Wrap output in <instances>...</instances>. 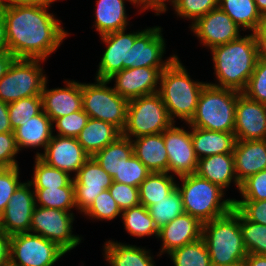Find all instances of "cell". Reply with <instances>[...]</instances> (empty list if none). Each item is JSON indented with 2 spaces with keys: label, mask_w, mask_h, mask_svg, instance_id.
I'll return each mask as SVG.
<instances>
[{
  "label": "cell",
  "mask_w": 266,
  "mask_h": 266,
  "mask_svg": "<svg viewBox=\"0 0 266 266\" xmlns=\"http://www.w3.org/2000/svg\"><path fill=\"white\" fill-rule=\"evenodd\" d=\"M50 6L0 5L7 31V46L16 59L46 60L69 34Z\"/></svg>",
  "instance_id": "obj_1"
},
{
  "label": "cell",
  "mask_w": 266,
  "mask_h": 266,
  "mask_svg": "<svg viewBox=\"0 0 266 266\" xmlns=\"http://www.w3.org/2000/svg\"><path fill=\"white\" fill-rule=\"evenodd\" d=\"M211 54L218 83L209 84L242 92L258 60L253 33L213 47Z\"/></svg>",
  "instance_id": "obj_2"
},
{
  "label": "cell",
  "mask_w": 266,
  "mask_h": 266,
  "mask_svg": "<svg viewBox=\"0 0 266 266\" xmlns=\"http://www.w3.org/2000/svg\"><path fill=\"white\" fill-rule=\"evenodd\" d=\"M187 71L177 56L161 72L158 89L170 119L175 123L177 117L186 125L192 119L200 93L207 84L192 80Z\"/></svg>",
  "instance_id": "obj_3"
},
{
  "label": "cell",
  "mask_w": 266,
  "mask_h": 266,
  "mask_svg": "<svg viewBox=\"0 0 266 266\" xmlns=\"http://www.w3.org/2000/svg\"><path fill=\"white\" fill-rule=\"evenodd\" d=\"M202 238L208 248L211 266H228L246 258L240 229V212L233 209L203 224Z\"/></svg>",
  "instance_id": "obj_4"
},
{
  "label": "cell",
  "mask_w": 266,
  "mask_h": 266,
  "mask_svg": "<svg viewBox=\"0 0 266 266\" xmlns=\"http://www.w3.org/2000/svg\"><path fill=\"white\" fill-rule=\"evenodd\" d=\"M176 184L182 196L185 213L197 218L202 224L224 216L234 207V199H225V190L196 173L178 177ZM224 198V199H223Z\"/></svg>",
  "instance_id": "obj_5"
},
{
  "label": "cell",
  "mask_w": 266,
  "mask_h": 266,
  "mask_svg": "<svg viewBox=\"0 0 266 266\" xmlns=\"http://www.w3.org/2000/svg\"><path fill=\"white\" fill-rule=\"evenodd\" d=\"M241 92L209 84L203 87L189 126L234 133L235 107Z\"/></svg>",
  "instance_id": "obj_6"
},
{
  "label": "cell",
  "mask_w": 266,
  "mask_h": 266,
  "mask_svg": "<svg viewBox=\"0 0 266 266\" xmlns=\"http://www.w3.org/2000/svg\"><path fill=\"white\" fill-rule=\"evenodd\" d=\"M173 123L161 96L155 93L129 100L126 124L121 135L132 140L144 135L158 134Z\"/></svg>",
  "instance_id": "obj_7"
},
{
  "label": "cell",
  "mask_w": 266,
  "mask_h": 266,
  "mask_svg": "<svg viewBox=\"0 0 266 266\" xmlns=\"http://www.w3.org/2000/svg\"><path fill=\"white\" fill-rule=\"evenodd\" d=\"M81 83L83 110L89 118L109 122L121 132L126 124L128 100L108 87V80Z\"/></svg>",
  "instance_id": "obj_8"
},
{
  "label": "cell",
  "mask_w": 266,
  "mask_h": 266,
  "mask_svg": "<svg viewBox=\"0 0 266 266\" xmlns=\"http://www.w3.org/2000/svg\"><path fill=\"white\" fill-rule=\"evenodd\" d=\"M41 59H15L0 79V100L11 103L22 98L41 95L48 80Z\"/></svg>",
  "instance_id": "obj_9"
},
{
  "label": "cell",
  "mask_w": 266,
  "mask_h": 266,
  "mask_svg": "<svg viewBox=\"0 0 266 266\" xmlns=\"http://www.w3.org/2000/svg\"><path fill=\"white\" fill-rule=\"evenodd\" d=\"M75 215L61 209L35 206L30 232L56 243L66 253L81 243L82 237L72 234Z\"/></svg>",
  "instance_id": "obj_10"
},
{
  "label": "cell",
  "mask_w": 266,
  "mask_h": 266,
  "mask_svg": "<svg viewBox=\"0 0 266 266\" xmlns=\"http://www.w3.org/2000/svg\"><path fill=\"white\" fill-rule=\"evenodd\" d=\"M65 254L41 235L25 232L10 236V262L16 266H53Z\"/></svg>",
  "instance_id": "obj_11"
},
{
  "label": "cell",
  "mask_w": 266,
  "mask_h": 266,
  "mask_svg": "<svg viewBox=\"0 0 266 266\" xmlns=\"http://www.w3.org/2000/svg\"><path fill=\"white\" fill-rule=\"evenodd\" d=\"M168 154V173L181 177L196 172L198 158L193 148L191 132L173 123L163 132Z\"/></svg>",
  "instance_id": "obj_12"
},
{
  "label": "cell",
  "mask_w": 266,
  "mask_h": 266,
  "mask_svg": "<svg viewBox=\"0 0 266 266\" xmlns=\"http://www.w3.org/2000/svg\"><path fill=\"white\" fill-rule=\"evenodd\" d=\"M166 67L126 68L108 79L115 92L129 100L158 93L161 72Z\"/></svg>",
  "instance_id": "obj_13"
},
{
  "label": "cell",
  "mask_w": 266,
  "mask_h": 266,
  "mask_svg": "<svg viewBox=\"0 0 266 266\" xmlns=\"http://www.w3.org/2000/svg\"><path fill=\"white\" fill-rule=\"evenodd\" d=\"M125 30L127 29L99 36L107 47L99 62L95 79L108 80L115 73L128 68L129 49L145 29L126 34Z\"/></svg>",
  "instance_id": "obj_14"
},
{
  "label": "cell",
  "mask_w": 266,
  "mask_h": 266,
  "mask_svg": "<svg viewBox=\"0 0 266 266\" xmlns=\"http://www.w3.org/2000/svg\"><path fill=\"white\" fill-rule=\"evenodd\" d=\"M160 26L145 29L129 49L128 68L138 67H167L177 55H171L168 59L162 57L166 52V43Z\"/></svg>",
  "instance_id": "obj_15"
},
{
  "label": "cell",
  "mask_w": 266,
  "mask_h": 266,
  "mask_svg": "<svg viewBox=\"0 0 266 266\" xmlns=\"http://www.w3.org/2000/svg\"><path fill=\"white\" fill-rule=\"evenodd\" d=\"M73 183L76 209L84 213L95 198L112 185L113 178L90 157L74 175Z\"/></svg>",
  "instance_id": "obj_16"
},
{
  "label": "cell",
  "mask_w": 266,
  "mask_h": 266,
  "mask_svg": "<svg viewBox=\"0 0 266 266\" xmlns=\"http://www.w3.org/2000/svg\"><path fill=\"white\" fill-rule=\"evenodd\" d=\"M189 27L201 41L200 43H203L202 45L210 50L213 47L238 39L242 30L219 7L209 11Z\"/></svg>",
  "instance_id": "obj_17"
},
{
  "label": "cell",
  "mask_w": 266,
  "mask_h": 266,
  "mask_svg": "<svg viewBox=\"0 0 266 266\" xmlns=\"http://www.w3.org/2000/svg\"><path fill=\"white\" fill-rule=\"evenodd\" d=\"M31 184L23 182L11 196L4 212L0 215V228L7 235L30 232L35 194Z\"/></svg>",
  "instance_id": "obj_18"
},
{
  "label": "cell",
  "mask_w": 266,
  "mask_h": 266,
  "mask_svg": "<svg viewBox=\"0 0 266 266\" xmlns=\"http://www.w3.org/2000/svg\"><path fill=\"white\" fill-rule=\"evenodd\" d=\"M236 141L266 139V104L238 95L235 107Z\"/></svg>",
  "instance_id": "obj_19"
},
{
  "label": "cell",
  "mask_w": 266,
  "mask_h": 266,
  "mask_svg": "<svg viewBox=\"0 0 266 266\" xmlns=\"http://www.w3.org/2000/svg\"><path fill=\"white\" fill-rule=\"evenodd\" d=\"M35 156H39L44 162L54 168H58L69 174L74 173V175L90 158L78 143L77 138L54 134L47 144L44 153L36 152Z\"/></svg>",
  "instance_id": "obj_20"
},
{
  "label": "cell",
  "mask_w": 266,
  "mask_h": 266,
  "mask_svg": "<svg viewBox=\"0 0 266 266\" xmlns=\"http://www.w3.org/2000/svg\"><path fill=\"white\" fill-rule=\"evenodd\" d=\"M47 81L43 87V111L52 120L83 109L81 83L65 80V87L47 88Z\"/></svg>",
  "instance_id": "obj_21"
},
{
  "label": "cell",
  "mask_w": 266,
  "mask_h": 266,
  "mask_svg": "<svg viewBox=\"0 0 266 266\" xmlns=\"http://www.w3.org/2000/svg\"><path fill=\"white\" fill-rule=\"evenodd\" d=\"M203 224L188 213H183L158 230V239L162 241L157 256L168 254L172 250L183 247L202 237Z\"/></svg>",
  "instance_id": "obj_22"
},
{
  "label": "cell",
  "mask_w": 266,
  "mask_h": 266,
  "mask_svg": "<svg viewBox=\"0 0 266 266\" xmlns=\"http://www.w3.org/2000/svg\"><path fill=\"white\" fill-rule=\"evenodd\" d=\"M233 155L236 178L241 184L266 169V139L236 141Z\"/></svg>",
  "instance_id": "obj_23"
},
{
  "label": "cell",
  "mask_w": 266,
  "mask_h": 266,
  "mask_svg": "<svg viewBox=\"0 0 266 266\" xmlns=\"http://www.w3.org/2000/svg\"><path fill=\"white\" fill-rule=\"evenodd\" d=\"M200 177L219 185L222 189L229 188L233 182L237 189L240 183L236 178L233 153L217 154L198 160L195 172Z\"/></svg>",
  "instance_id": "obj_24"
},
{
  "label": "cell",
  "mask_w": 266,
  "mask_h": 266,
  "mask_svg": "<svg viewBox=\"0 0 266 266\" xmlns=\"http://www.w3.org/2000/svg\"><path fill=\"white\" fill-rule=\"evenodd\" d=\"M53 131L55 130H53L52 120L42 110L38 115L25 122L23 126L14 130L18 150L42 148L45 151L54 134Z\"/></svg>",
  "instance_id": "obj_25"
},
{
  "label": "cell",
  "mask_w": 266,
  "mask_h": 266,
  "mask_svg": "<svg viewBox=\"0 0 266 266\" xmlns=\"http://www.w3.org/2000/svg\"><path fill=\"white\" fill-rule=\"evenodd\" d=\"M133 154L153 172L168 171V154L163 132L132 139Z\"/></svg>",
  "instance_id": "obj_26"
},
{
  "label": "cell",
  "mask_w": 266,
  "mask_h": 266,
  "mask_svg": "<svg viewBox=\"0 0 266 266\" xmlns=\"http://www.w3.org/2000/svg\"><path fill=\"white\" fill-rule=\"evenodd\" d=\"M139 8L135 0H126ZM125 0H97L95 5V21L93 26L98 34L104 35L110 32L127 28L129 20L126 14Z\"/></svg>",
  "instance_id": "obj_27"
},
{
  "label": "cell",
  "mask_w": 266,
  "mask_h": 266,
  "mask_svg": "<svg viewBox=\"0 0 266 266\" xmlns=\"http://www.w3.org/2000/svg\"><path fill=\"white\" fill-rule=\"evenodd\" d=\"M188 127L191 129V140L198 159L217 154L233 153L236 143L234 133Z\"/></svg>",
  "instance_id": "obj_28"
},
{
  "label": "cell",
  "mask_w": 266,
  "mask_h": 266,
  "mask_svg": "<svg viewBox=\"0 0 266 266\" xmlns=\"http://www.w3.org/2000/svg\"><path fill=\"white\" fill-rule=\"evenodd\" d=\"M121 131L113 124L94 118L87 120L86 126L77 137L78 143L85 152L93 157L97 152L114 142Z\"/></svg>",
  "instance_id": "obj_29"
},
{
  "label": "cell",
  "mask_w": 266,
  "mask_h": 266,
  "mask_svg": "<svg viewBox=\"0 0 266 266\" xmlns=\"http://www.w3.org/2000/svg\"><path fill=\"white\" fill-rule=\"evenodd\" d=\"M104 257L110 266H156L150 250L144 247L108 240L104 243Z\"/></svg>",
  "instance_id": "obj_30"
},
{
  "label": "cell",
  "mask_w": 266,
  "mask_h": 266,
  "mask_svg": "<svg viewBox=\"0 0 266 266\" xmlns=\"http://www.w3.org/2000/svg\"><path fill=\"white\" fill-rule=\"evenodd\" d=\"M243 31L260 27L261 14L254 0H219V6Z\"/></svg>",
  "instance_id": "obj_31"
},
{
  "label": "cell",
  "mask_w": 266,
  "mask_h": 266,
  "mask_svg": "<svg viewBox=\"0 0 266 266\" xmlns=\"http://www.w3.org/2000/svg\"><path fill=\"white\" fill-rule=\"evenodd\" d=\"M174 175L168 172H153L139 186L140 204L148 208L164 199L176 188Z\"/></svg>",
  "instance_id": "obj_32"
},
{
  "label": "cell",
  "mask_w": 266,
  "mask_h": 266,
  "mask_svg": "<svg viewBox=\"0 0 266 266\" xmlns=\"http://www.w3.org/2000/svg\"><path fill=\"white\" fill-rule=\"evenodd\" d=\"M122 221L124 229L134 237H145L154 235L158 237V229L154 224V220L149 214L148 208L139 204L122 211Z\"/></svg>",
  "instance_id": "obj_33"
},
{
  "label": "cell",
  "mask_w": 266,
  "mask_h": 266,
  "mask_svg": "<svg viewBox=\"0 0 266 266\" xmlns=\"http://www.w3.org/2000/svg\"><path fill=\"white\" fill-rule=\"evenodd\" d=\"M36 206L71 212L76 209L73 180L61 188H33Z\"/></svg>",
  "instance_id": "obj_34"
},
{
  "label": "cell",
  "mask_w": 266,
  "mask_h": 266,
  "mask_svg": "<svg viewBox=\"0 0 266 266\" xmlns=\"http://www.w3.org/2000/svg\"><path fill=\"white\" fill-rule=\"evenodd\" d=\"M133 155L132 140L119 136L114 142L97 152L93 158L113 178L117 173L119 160Z\"/></svg>",
  "instance_id": "obj_35"
},
{
  "label": "cell",
  "mask_w": 266,
  "mask_h": 266,
  "mask_svg": "<svg viewBox=\"0 0 266 266\" xmlns=\"http://www.w3.org/2000/svg\"><path fill=\"white\" fill-rule=\"evenodd\" d=\"M148 211L158 230L177 216L185 213L182 196L176 187L169 195L148 207Z\"/></svg>",
  "instance_id": "obj_36"
},
{
  "label": "cell",
  "mask_w": 266,
  "mask_h": 266,
  "mask_svg": "<svg viewBox=\"0 0 266 266\" xmlns=\"http://www.w3.org/2000/svg\"><path fill=\"white\" fill-rule=\"evenodd\" d=\"M33 169V178L28 180L33 188H61L73 180L69 173L48 165L39 156L35 157Z\"/></svg>",
  "instance_id": "obj_37"
},
{
  "label": "cell",
  "mask_w": 266,
  "mask_h": 266,
  "mask_svg": "<svg viewBox=\"0 0 266 266\" xmlns=\"http://www.w3.org/2000/svg\"><path fill=\"white\" fill-rule=\"evenodd\" d=\"M174 266H211L208 248L204 239H200L176 248L168 253Z\"/></svg>",
  "instance_id": "obj_38"
},
{
  "label": "cell",
  "mask_w": 266,
  "mask_h": 266,
  "mask_svg": "<svg viewBox=\"0 0 266 266\" xmlns=\"http://www.w3.org/2000/svg\"><path fill=\"white\" fill-rule=\"evenodd\" d=\"M43 110L42 96H32L8 103L10 124L13 130Z\"/></svg>",
  "instance_id": "obj_39"
},
{
  "label": "cell",
  "mask_w": 266,
  "mask_h": 266,
  "mask_svg": "<svg viewBox=\"0 0 266 266\" xmlns=\"http://www.w3.org/2000/svg\"><path fill=\"white\" fill-rule=\"evenodd\" d=\"M150 173L147 167L133 154L128 159L119 160L113 181L139 188Z\"/></svg>",
  "instance_id": "obj_40"
},
{
  "label": "cell",
  "mask_w": 266,
  "mask_h": 266,
  "mask_svg": "<svg viewBox=\"0 0 266 266\" xmlns=\"http://www.w3.org/2000/svg\"><path fill=\"white\" fill-rule=\"evenodd\" d=\"M240 229L248 254L266 255V225L253 223L240 213Z\"/></svg>",
  "instance_id": "obj_41"
},
{
  "label": "cell",
  "mask_w": 266,
  "mask_h": 266,
  "mask_svg": "<svg viewBox=\"0 0 266 266\" xmlns=\"http://www.w3.org/2000/svg\"><path fill=\"white\" fill-rule=\"evenodd\" d=\"M89 218L97 220H114L117 216L122 215V211L117 205V202L110 195L108 189L102 191L90 205V207L83 213Z\"/></svg>",
  "instance_id": "obj_42"
},
{
  "label": "cell",
  "mask_w": 266,
  "mask_h": 266,
  "mask_svg": "<svg viewBox=\"0 0 266 266\" xmlns=\"http://www.w3.org/2000/svg\"><path fill=\"white\" fill-rule=\"evenodd\" d=\"M219 0H177L173 5L177 17L191 20L194 24L209 11L218 8Z\"/></svg>",
  "instance_id": "obj_43"
},
{
  "label": "cell",
  "mask_w": 266,
  "mask_h": 266,
  "mask_svg": "<svg viewBox=\"0 0 266 266\" xmlns=\"http://www.w3.org/2000/svg\"><path fill=\"white\" fill-rule=\"evenodd\" d=\"M241 93L254 101L266 104V61L257 60L255 69Z\"/></svg>",
  "instance_id": "obj_44"
},
{
  "label": "cell",
  "mask_w": 266,
  "mask_h": 266,
  "mask_svg": "<svg viewBox=\"0 0 266 266\" xmlns=\"http://www.w3.org/2000/svg\"><path fill=\"white\" fill-rule=\"evenodd\" d=\"M89 116L85 111L79 110L70 115L55 119L52 124L57 129V134L64 137L77 138L82 129L86 126Z\"/></svg>",
  "instance_id": "obj_45"
},
{
  "label": "cell",
  "mask_w": 266,
  "mask_h": 266,
  "mask_svg": "<svg viewBox=\"0 0 266 266\" xmlns=\"http://www.w3.org/2000/svg\"><path fill=\"white\" fill-rule=\"evenodd\" d=\"M19 166L0 168V215L4 212L11 196L23 183L19 181Z\"/></svg>",
  "instance_id": "obj_46"
},
{
  "label": "cell",
  "mask_w": 266,
  "mask_h": 266,
  "mask_svg": "<svg viewBox=\"0 0 266 266\" xmlns=\"http://www.w3.org/2000/svg\"><path fill=\"white\" fill-rule=\"evenodd\" d=\"M239 193L242 200H266V169L244 180Z\"/></svg>",
  "instance_id": "obj_47"
},
{
  "label": "cell",
  "mask_w": 266,
  "mask_h": 266,
  "mask_svg": "<svg viewBox=\"0 0 266 266\" xmlns=\"http://www.w3.org/2000/svg\"><path fill=\"white\" fill-rule=\"evenodd\" d=\"M108 190L121 211L140 204L138 187L113 181Z\"/></svg>",
  "instance_id": "obj_48"
},
{
  "label": "cell",
  "mask_w": 266,
  "mask_h": 266,
  "mask_svg": "<svg viewBox=\"0 0 266 266\" xmlns=\"http://www.w3.org/2000/svg\"><path fill=\"white\" fill-rule=\"evenodd\" d=\"M234 207L249 221L266 225V200H236Z\"/></svg>",
  "instance_id": "obj_49"
},
{
  "label": "cell",
  "mask_w": 266,
  "mask_h": 266,
  "mask_svg": "<svg viewBox=\"0 0 266 266\" xmlns=\"http://www.w3.org/2000/svg\"><path fill=\"white\" fill-rule=\"evenodd\" d=\"M18 152L14 132L0 133V168L19 166L15 159Z\"/></svg>",
  "instance_id": "obj_50"
},
{
  "label": "cell",
  "mask_w": 266,
  "mask_h": 266,
  "mask_svg": "<svg viewBox=\"0 0 266 266\" xmlns=\"http://www.w3.org/2000/svg\"><path fill=\"white\" fill-rule=\"evenodd\" d=\"M10 262V235L0 228V266Z\"/></svg>",
  "instance_id": "obj_51"
},
{
  "label": "cell",
  "mask_w": 266,
  "mask_h": 266,
  "mask_svg": "<svg viewBox=\"0 0 266 266\" xmlns=\"http://www.w3.org/2000/svg\"><path fill=\"white\" fill-rule=\"evenodd\" d=\"M5 132H14V130L10 124L8 103L0 100V133Z\"/></svg>",
  "instance_id": "obj_52"
},
{
  "label": "cell",
  "mask_w": 266,
  "mask_h": 266,
  "mask_svg": "<svg viewBox=\"0 0 266 266\" xmlns=\"http://www.w3.org/2000/svg\"><path fill=\"white\" fill-rule=\"evenodd\" d=\"M253 35L256 41L258 59L266 61V32H253Z\"/></svg>",
  "instance_id": "obj_53"
},
{
  "label": "cell",
  "mask_w": 266,
  "mask_h": 266,
  "mask_svg": "<svg viewBox=\"0 0 266 266\" xmlns=\"http://www.w3.org/2000/svg\"><path fill=\"white\" fill-rule=\"evenodd\" d=\"M56 1L57 0H0V5L19 4L31 6H51L52 3Z\"/></svg>",
  "instance_id": "obj_54"
},
{
  "label": "cell",
  "mask_w": 266,
  "mask_h": 266,
  "mask_svg": "<svg viewBox=\"0 0 266 266\" xmlns=\"http://www.w3.org/2000/svg\"><path fill=\"white\" fill-rule=\"evenodd\" d=\"M177 0H152L144 9L145 12L148 9H152V11L155 12V15H160L161 13H166L168 10V4L165 2H170V4L173 6Z\"/></svg>",
  "instance_id": "obj_55"
},
{
  "label": "cell",
  "mask_w": 266,
  "mask_h": 266,
  "mask_svg": "<svg viewBox=\"0 0 266 266\" xmlns=\"http://www.w3.org/2000/svg\"><path fill=\"white\" fill-rule=\"evenodd\" d=\"M16 57L10 51H0V79L7 73Z\"/></svg>",
  "instance_id": "obj_56"
},
{
  "label": "cell",
  "mask_w": 266,
  "mask_h": 266,
  "mask_svg": "<svg viewBox=\"0 0 266 266\" xmlns=\"http://www.w3.org/2000/svg\"><path fill=\"white\" fill-rule=\"evenodd\" d=\"M0 51H9L7 46V31L4 16L0 10Z\"/></svg>",
  "instance_id": "obj_57"
},
{
  "label": "cell",
  "mask_w": 266,
  "mask_h": 266,
  "mask_svg": "<svg viewBox=\"0 0 266 266\" xmlns=\"http://www.w3.org/2000/svg\"><path fill=\"white\" fill-rule=\"evenodd\" d=\"M245 260L247 266H266V255L247 254Z\"/></svg>",
  "instance_id": "obj_58"
},
{
  "label": "cell",
  "mask_w": 266,
  "mask_h": 266,
  "mask_svg": "<svg viewBox=\"0 0 266 266\" xmlns=\"http://www.w3.org/2000/svg\"><path fill=\"white\" fill-rule=\"evenodd\" d=\"M254 1L261 16L266 14V0H254Z\"/></svg>",
  "instance_id": "obj_59"
},
{
  "label": "cell",
  "mask_w": 266,
  "mask_h": 266,
  "mask_svg": "<svg viewBox=\"0 0 266 266\" xmlns=\"http://www.w3.org/2000/svg\"><path fill=\"white\" fill-rule=\"evenodd\" d=\"M254 32H266V14L262 15L260 27Z\"/></svg>",
  "instance_id": "obj_60"
},
{
  "label": "cell",
  "mask_w": 266,
  "mask_h": 266,
  "mask_svg": "<svg viewBox=\"0 0 266 266\" xmlns=\"http://www.w3.org/2000/svg\"><path fill=\"white\" fill-rule=\"evenodd\" d=\"M137 4L140 6V13L143 11V9L152 1V0H135Z\"/></svg>",
  "instance_id": "obj_61"
},
{
  "label": "cell",
  "mask_w": 266,
  "mask_h": 266,
  "mask_svg": "<svg viewBox=\"0 0 266 266\" xmlns=\"http://www.w3.org/2000/svg\"><path fill=\"white\" fill-rule=\"evenodd\" d=\"M228 266H247V265H246V260L243 259V260H240V261H238L236 263L230 264Z\"/></svg>",
  "instance_id": "obj_62"
},
{
  "label": "cell",
  "mask_w": 266,
  "mask_h": 266,
  "mask_svg": "<svg viewBox=\"0 0 266 266\" xmlns=\"http://www.w3.org/2000/svg\"><path fill=\"white\" fill-rule=\"evenodd\" d=\"M1 266H16V265H14V264H12L11 262H9V263H7V264H5V265H1Z\"/></svg>",
  "instance_id": "obj_63"
}]
</instances>
